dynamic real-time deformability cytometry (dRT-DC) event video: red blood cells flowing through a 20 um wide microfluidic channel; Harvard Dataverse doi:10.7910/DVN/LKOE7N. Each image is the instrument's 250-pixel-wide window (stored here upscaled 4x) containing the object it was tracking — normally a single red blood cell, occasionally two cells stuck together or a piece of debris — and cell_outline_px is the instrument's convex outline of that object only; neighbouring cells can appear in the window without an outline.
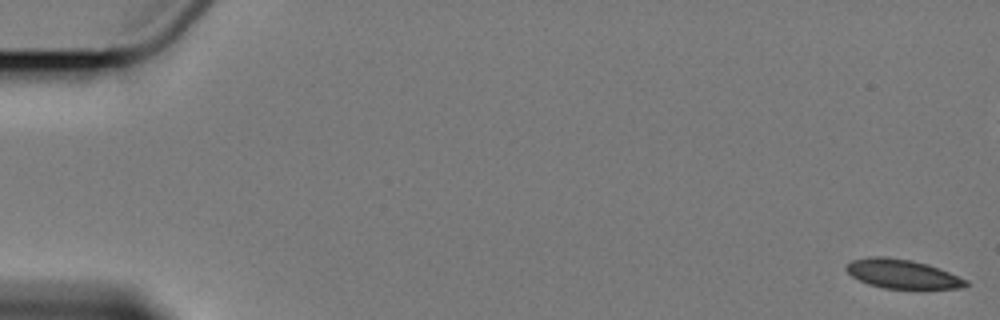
{"species": "Egyptian fruit bat (a non-hibernating species)", "species_latin": "Rousettus aegyptiacus", "temperature_condition": "cold", "stored_images_in_passage": 5, "camera_frame_rate_fps": 3000, "um_per_image_px": 0.085, "animal": {"sex": "female"}, "frame": {"image": 1, "passage_image": 1, "time_ms": 0.0, "image_size_px": [1000, 320], "cell_outline_px": [[968, 284], [960, 288], [884, 288], [868, 284], [852, 276], [844, 268], [852, 260], [868, 256], [884, 256], [912, 260], [928, 264], [968, 280]], "centroid_in_image_um": [76.66, 23.27], "position_along_channel_um": 8.3, "area_um2": 20.06}}